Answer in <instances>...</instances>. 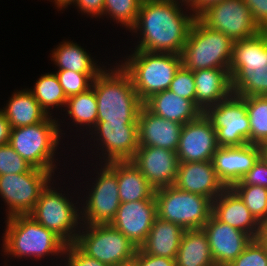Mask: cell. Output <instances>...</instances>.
<instances>
[{"instance_id": "cell-1", "label": "cell", "mask_w": 267, "mask_h": 266, "mask_svg": "<svg viewBox=\"0 0 267 266\" xmlns=\"http://www.w3.org/2000/svg\"><path fill=\"white\" fill-rule=\"evenodd\" d=\"M183 6L175 0H143L136 24L130 30L135 34L139 31L141 36L135 50L181 54L197 17L190 7Z\"/></svg>"}, {"instance_id": "cell-2", "label": "cell", "mask_w": 267, "mask_h": 266, "mask_svg": "<svg viewBox=\"0 0 267 266\" xmlns=\"http://www.w3.org/2000/svg\"><path fill=\"white\" fill-rule=\"evenodd\" d=\"M107 69L105 67L92 84L98 105L97 121L138 124L143 102L137 95L129 74L120 63Z\"/></svg>"}, {"instance_id": "cell-3", "label": "cell", "mask_w": 267, "mask_h": 266, "mask_svg": "<svg viewBox=\"0 0 267 266\" xmlns=\"http://www.w3.org/2000/svg\"><path fill=\"white\" fill-rule=\"evenodd\" d=\"M229 75L232 94L267 96V31L233 42Z\"/></svg>"}, {"instance_id": "cell-4", "label": "cell", "mask_w": 267, "mask_h": 266, "mask_svg": "<svg viewBox=\"0 0 267 266\" xmlns=\"http://www.w3.org/2000/svg\"><path fill=\"white\" fill-rule=\"evenodd\" d=\"M5 220L3 255L14 258L42 260L47 256L63 257L66 244L28 215H15ZM60 256V257H59ZM42 258V259H41Z\"/></svg>"}, {"instance_id": "cell-5", "label": "cell", "mask_w": 267, "mask_h": 266, "mask_svg": "<svg viewBox=\"0 0 267 266\" xmlns=\"http://www.w3.org/2000/svg\"><path fill=\"white\" fill-rule=\"evenodd\" d=\"M121 67L129 74L133 87L144 103L152 95L169 89L182 66L180 54L132 50Z\"/></svg>"}, {"instance_id": "cell-6", "label": "cell", "mask_w": 267, "mask_h": 266, "mask_svg": "<svg viewBox=\"0 0 267 266\" xmlns=\"http://www.w3.org/2000/svg\"><path fill=\"white\" fill-rule=\"evenodd\" d=\"M56 119L52 115L34 125L12 128L9 138V145L28 164L33 168L49 171L53 175L57 170L54 153L63 135L60 121Z\"/></svg>"}, {"instance_id": "cell-7", "label": "cell", "mask_w": 267, "mask_h": 266, "mask_svg": "<svg viewBox=\"0 0 267 266\" xmlns=\"http://www.w3.org/2000/svg\"><path fill=\"white\" fill-rule=\"evenodd\" d=\"M232 46L233 41L228 36L207 27L196 17L180 54L182 66L192 71L210 68L229 70Z\"/></svg>"}, {"instance_id": "cell-8", "label": "cell", "mask_w": 267, "mask_h": 266, "mask_svg": "<svg viewBox=\"0 0 267 266\" xmlns=\"http://www.w3.org/2000/svg\"><path fill=\"white\" fill-rule=\"evenodd\" d=\"M51 182L42 190L29 215L57 235L66 245L74 244L82 225L80 203L72 202L74 199L71 196L69 199V194L58 192L51 186L54 182Z\"/></svg>"}, {"instance_id": "cell-9", "label": "cell", "mask_w": 267, "mask_h": 266, "mask_svg": "<svg viewBox=\"0 0 267 266\" xmlns=\"http://www.w3.org/2000/svg\"><path fill=\"white\" fill-rule=\"evenodd\" d=\"M157 217L178 224L185 230L202 229L212 214V201L175 185L155 190Z\"/></svg>"}, {"instance_id": "cell-10", "label": "cell", "mask_w": 267, "mask_h": 266, "mask_svg": "<svg viewBox=\"0 0 267 266\" xmlns=\"http://www.w3.org/2000/svg\"><path fill=\"white\" fill-rule=\"evenodd\" d=\"M75 244L109 266L132 261L138 247L110 224L81 225Z\"/></svg>"}, {"instance_id": "cell-11", "label": "cell", "mask_w": 267, "mask_h": 266, "mask_svg": "<svg viewBox=\"0 0 267 266\" xmlns=\"http://www.w3.org/2000/svg\"><path fill=\"white\" fill-rule=\"evenodd\" d=\"M101 169L96 172L95 181H92L88 195L81 203L82 225L110 224L115 218L120 205L117 182V161L99 164ZM94 184V185H93ZM86 199V200H85ZM83 205V206H82Z\"/></svg>"}, {"instance_id": "cell-12", "label": "cell", "mask_w": 267, "mask_h": 266, "mask_svg": "<svg viewBox=\"0 0 267 266\" xmlns=\"http://www.w3.org/2000/svg\"><path fill=\"white\" fill-rule=\"evenodd\" d=\"M52 176L49 171L33 167L26 173L0 175V196L7 206L6 217L30 214Z\"/></svg>"}, {"instance_id": "cell-13", "label": "cell", "mask_w": 267, "mask_h": 266, "mask_svg": "<svg viewBox=\"0 0 267 266\" xmlns=\"http://www.w3.org/2000/svg\"><path fill=\"white\" fill-rule=\"evenodd\" d=\"M203 113L216 130L219 147L250 143V123L244 97L231 94L227 99L208 107Z\"/></svg>"}, {"instance_id": "cell-14", "label": "cell", "mask_w": 267, "mask_h": 266, "mask_svg": "<svg viewBox=\"0 0 267 266\" xmlns=\"http://www.w3.org/2000/svg\"><path fill=\"white\" fill-rule=\"evenodd\" d=\"M197 17L233 42L254 37L262 31L244 0L219 1L205 8Z\"/></svg>"}, {"instance_id": "cell-15", "label": "cell", "mask_w": 267, "mask_h": 266, "mask_svg": "<svg viewBox=\"0 0 267 266\" xmlns=\"http://www.w3.org/2000/svg\"><path fill=\"white\" fill-rule=\"evenodd\" d=\"M89 135H93L94 143L97 141V150L102 151L100 163L131 160L139 148L138 124L97 121Z\"/></svg>"}, {"instance_id": "cell-16", "label": "cell", "mask_w": 267, "mask_h": 266, "mask_svg": "<svg viewBox=\"0 0 267 266\" xmlns=\"http://www.w3.org/2000/svg\"><path fill=\"white\" fill-rule=\"evenodd\" d=\"M218 148L216 130L202 113L182 126L176 154L179 162H203L212 160Z\"/></svg>"}, {"instance_id": "cell-17", "label": "cell", "mask_w": 267, "mask_h": 266, "mask_svg": "<svg viewBox=\"0 0 267 266\" xmlns=\"http://www.w3.org/2000/svg\"><path fill=\"white\" fill-rule=\"evenodd\" d=\"M157 216L156 199L120 203L110 225L140 248Z\"/></svg>"}, {"instance_id": "cell-18", "label": "cell", "mask_w": 267, "mask_h": 266, "mask_svg": "<svg viewBox=\"0 0 267 266\" xmlns=\"http://www.w3.org/2000/svg\"><path fill=\"white\" fill-rule=\"evenodd\" d=\"M216 266L234 261L254 239L251 235L219 221L213 214L202 227Z\"/></svg>"}, {"instance_id": "cell-19", "label": "cell", "mask_w": 267, "mask_h": 266, "mask_svg": "<svg viewBox=\"0 0 267 266\" xmlns=\"http://www.w3.org/2000/svg\"><path fill=\"white\" fill-rule=\"evenodd\" d=\"M131 161L155 189L175 184L179 165L175 151L139 146Z\"/></svg>"}, {"instance_id": "cell-20", "label": "cell", "mask_w": 267, "mask_h": 266, "mask_svg": "<svg viewBox=\"0 0 267 266\" xmlns=\"http://www.w3.org/2000/svg\"><path fill=\"white\" fill-rule=\"evenodd\" d=\"M262 156L260 145L219 147L213 154L212 163L219 179L230 188L255 165Z\"/></svg>"}, {"instance_id": "cell-21", "label": "cell", "mask_w": 267, "mask_h": 266, "mask_svg": "<svg viewBox=\"0 0 267 266\" xmlns=\"http://www.w3.org/2000/svg\"><path fill=\"white\" fill-rule=\"evenodd\" d=\"M174 185L182 191L203 195L211 201L227 188L215 172L212 160L179 162Z\"/></svg>"}, {"instance_id": "cell-22", "label": "cell", "mask_w": 267, "mask_h": 266, "mask_svg": "<svg viewBox=\"0 0 267 266\" xmlns=\"http://www.w3.org/2000/svg\"><path fill=\"white\" fill-rule=\"evenodd\" d=\"M182 124L154 115L144 105L138 114L139 146L177 150Z\"/></svg>"}, {"instance_id": "cell-23", "label": "cell", "mask_w": 267, "mask_h": 266, "mask_svg": "<svg viewBox=\"0 0 267 266\" xmlns=\"http://www.w3.org/2000/svg\"><path fill=\"white\" fill-rule=\"evenodd\" d=\"M212 214L219 221L256 238L260 222L231 188H226L212 201Z\"/></svg>"}, {"instance_id": "cell-24", "label": "cell", "mask_w": 267, "mask_h": 266, "mask_svg": "<svg viewBox=\"0 0 267 266\" xmlns=\"http://www.w3.org/2000/svg\"><path fill=\"white\" fill-rule=\"evenodd\" d=\"M196 86V105L204 112L232 94L228 69L210 68L193 71Z\"/></svg>"}, {"instance_id": "cell-25", "label": "cell", "mask_w": 267, "mask_h": 266, "mask_svg": "<svg viewBox=\"0 0 267 266\" xmlns=\"http://www.w3.org/2000/svg\"><path fill=\"white\" fill-rule=\"evenodd\" d=\"M143 105L154 115L182 125L203 113L192 100L179 97L169 89L152 95Z\"/></svg>"}, {"instance_id": "cell-26", "label": "cell", "mask_w": 267, "mask_h": 266, "mask_svg": "<svg viewBox=\"0 0 267 266\" xmlns=\"http://www.w3.org/2000/svg\"><path fill=\"white\" fill-rule=\"evenodd\" d=\"M185 232L178 224L156 216L146 241L140 247L145 253L175 259Z\"/></svg>"}, {"instance_id": "cell-27", "label": "cell", "mask_w": 267, "mask_h": 266, "mask_svg": "<svg viewBox=\"0 0 267 266\" xmlns=\"http://www.w3.org/2000/svg\"><path fill=\"white\" fill-rule=\"evenodd\" d=\"M1 110L11 128L34 125L48 117L28 88L15 91Z\"/></svg>"}, {"instance_id": "cell-28", "label": "cell", "mask_w": 267, "mask_h": 266, "mask_svg": "<svg viewBox=\"0 0 267 266\" xmlns=\"http://www.w3.org/2000/svg\"><path fill=\"white\" fill-rule=\"evenodd\" d=\"M117 182L121 203L155 198V188L131 160L117 161Z\"/></svg>"}, {"instance_id": "cell-29", "label": "cell", "mask_w": 267, "mask_h": 266, "mask_svg": "<svg viewBox=\"0 0 267 266\" xmlns=\"http://www.w3.org/2000/svg\"><path fill=\"white\" fill-rule=\"evenodd\" d=\"M176 266H216L203 229L185 230L175 257Z\"/></svg>"}, {"instance_id": "cell-30", "label": "cell", "mask_w": 267, "mask_h": 266, "mask_svg": "<svg viewBox=\"0 0 267 266\" xmlns=\"http://www.w3.org/2000/svg\"><path fill=\"white\" fill-rule=\"evenodd\" d=\"M51 60L58 70H73L79 73H100L105 66L100 67L91 54L73 41H63L52 50ZM99 65V66H98Z\"/></svg>"}, {"instance_id": "cell-31", "label": "cell", "mask_w": 267, "mask_h": 266, "mask_svg": "<svg viewBox=\"0 0 267 266\" xmlns=\"http://www.w3.org/2000/svg\"><path fill=\"white\" fill-rule=\"evenodd\" d=\"M66 114L70 116L71 123L78 127L86 128L90 131L95 127L97 123L98 105L94 89L91 87L86 92L73 95L67 98L65 104ZM79 124V125H78ZM87 126V127H86ZM85 127V128H84ZM89 128V129H87Z\"/></svg>"}, {"instance_id": "cell-32", "label": "cell", "mask_w": 267, "mask_h": 266, "mask_svg": "<svg viewBox=\"0 0 267 266\" xmlns=\"http://www.w3.org/2000/svg\"><path fill=\"white\" fill-rule=\"evenodd\" d=\"M33 89H28L48 116L53 108L65 107L67 97L55 73H45L36 80ZM52 108V109H51Z\"/></svg>"}, {"instance_id": "cell-33", "label": "cell", "mask_w": 267, "mask_h": 266, "mask_svg": "<svg viewBox=\"0 0 267 266\" xmlns=\"http://www.w3.org/2000/svg\"><path fill=\"white\" fill-rule=\"evenodd\" d=\"M250 123V144L262 145L267 140V96L244 97Z\"/></svg>"}, {"instance_id": "cell-34", "label": "cell", "mask_w": 267, "mask_h": 266, "mask_svg": "<svg viewBox=\"0 0 267 266\" xmlns=\"http://www.w3.org/2000/svg\"><path fill=\"white\" fill-rule=\"evenodd\" d=\"M143 0H104L102 16H108L131 30L137 21L138 13Z\"/></svg>"}, {"instance_id": "cell-35", "label": "cell", "mask_w": 267, "mask_h": 266, "mask_svg": "<svg viewBox=\"0 0 267 266\" xmlns=\"http://www.w3.org/2000/svg\"><path fill=\"white\" fill-rule=\"evenodd\" d=\"M230 188L259 222L267 220V188L254 185H232Z\"/></svg>"}, {"instance_id": "cell-36", "label": "cell", "mask_w": 267, "mask_h": 266, "mask_svg": "<svg viewBox=\"0 0 267 266\" xmlns=\"http://www.w3.org/2000/svg\"><path fill=\"white\" fill-rule=\"evenodd\" d=\"M66 97L86 92L99 73H79L73 70L55 71Z\"/></svg>"}, {"instance_id": "cell-37", "label": "cell", "mask_w": 267, "mask_h": 266, "mask_svg": "<svg viewBox=\"0 0 267 266\" xmlns=\"http://www.w3.org/2000/svg\"><path fill=\"white\" fill-rule=\"evenodd\" d=\"M31 168L9 144L0 146V175L26 173Z\"/></svg>"}, {"instance_id": "cell-38", "label": "cell", "mask_w": 267, "mask_h": 266, "mask_svg": "<svg viewBox=\"0 0 267 266\" xmlns=\"http://www.w3.org/2000/svg\"><path fill=\"white\" fill-rule=\"evenodd\" d=\"M169 90L179 97L192 100L196 104V86L193 71L181 66L176 72Z\"/></svg>"}, {"instance_id": "cell-39", "label": "cell", "mask_w": 267, "mask_h": 266, "mask_svg": "<svg viewBox=\"0 0 267 266\" xmlns=\"http://www.w3.org/2000/svg\"><path fill=\"white\" fill-rule=\"evenodd\" d=\"M226 266H267V250L255 239Z\"/></svg>"}, {"instance_id": "cell-40", "label": "cell", "mask_w": 267, "mask_h": 266, "mask_svg": "<svg viewBox=\"0 0 267 266\" xmlns=\"http://www.w3.org/2000/svg\"><path fill=\"white\" fill-rule=\"evenodd\" d=\"M64 260H63V259ZM62 261L64 266H109L97 259L87 256L75 243L65 246Z\"/></svg>"}, {"instance_id": "cell-41", "label": "cell", "mask_w": 267, "mask_h": 266, "mask_svg": "<svg viewBox=\"0 0 267 266\" xmlns=\"http://www.w3.org/2000/svg\"><path fill=\"white\" fill-rule=\"evenodd\" d=\"M233 185H254L267 188V160L261 156L242 179Z\"/></svg>"}, {"instance_id": "cell-42", "label": "cell", "mask_w": 267, "mask_h": 266, "mask_svg": "<svg viewBox=\"0 0 267 266\" xmlns=\"http://www.w3.org/2000/svg\"><path fill=\"white\" fill-rule=\"evenodd\" d=\"M70 4L77 6L76 8L87 16L102 17L104 0H66L58 9L63 10Z\"/></svg>"}, {"instance_id": "cell-43", "label": "cell", "mask_w": 267, "mask_h": 266, "mask_svg": "<svg viewBox=\"0 0 267 266\" xmlns=\"http://www.w3.org/2000/svg\"><path fill=\"white\" fill-rule=\"evenodd\" d=\"M252 18L262 31H267V0H244Z\"/></svg>"}, {"instance_id": "cell-44", "label": "cell", "mask_w": 267, "mask_h": 266, "mask_svg": "<svg viewBox=\"0 0 267 266\" xmlns=\"http://www.w3.org/2000/svg\"><path fill=\"white\" fill-rule=\"evenodd\" d=\"M133 261L136 266H176L175 259L149 255L141 248H138Z\"/></svg>"}, {"instance_id": "cell-45", "label": "cell", "mask_w": 267, "mask_h": 266, "mask_svg": "<svg viewBox=\"0 0 267 266\" xmlns=\"http://www.w3.org/2000/svg\"><path fill=\"white\" fill-rule=\"evenodd\" d=\"M11 126L0 108V146L9 144Z\"/></svg>"}, {"instance_id": "cell-46", "label": "cell", "mask_w": 267, "mask_h": 266, "mask_svg": "<svg viewBox=\"0 0 267 266\" xmlns=\"http://www.w3.org/2000/svg\"><path fill=\"white\" fill-rule=\"evenodd\" d=\"M255 240L258 241L267 250V220L260 222Z\"/></svg>"}, {"instance_id": "cell-47", "label": "cell", "mask_w": 267, "mask_h": 266, "mask_svg": "<svg viewBox=\"0 0 267 266\" xmlns=\"http://www.w3.org/2000/svg\"><path fill=\"white\" fill-rule=\"evenodd\" d=\"M223 0H197L190 8L198 16L205 8Z\"/></svg>"}, {"instance_id": "cell-48", "label": "cell", "mask_w": 267, "mask_h": 266, "mask_svg": "<svg viewBox=\"0 0 267 266\" xmlns=\"http://www.w3.org/2000/svg\"><path fill=\"white\" fill-rule=\"evenodd\" d=\"M185 6L191 7L197 0H175Z\"/></svg>"}, {"instance_id": "cell-49", "label": "cell", "mask_w": 267, "mask_h": 266, "mask_svg": "<svg viewBox=\"0 0 267 266\" xmlns=\"http://www.w3.org/2000/svg\"><path fill=\"white\" fill-rule=\"evenodd\" d=\"M262 156L267 160V140L261 145Z\"/></svg>"}, {"instance_id": "cell-50", "label": "cell", "mask_w": 267, "mask_h": 266, "mask_svg": "<svg viewBox=\"0 0 267 266\" xmlns=\"http://www.w3.org/2000/svg\"><path fill=\"white\" fill-rule=\"evenodd\" d=\"M116 266H136V263L132 260L126 263L118 264Z\"/></svg>"}, {"instance_id": "cell-51", "label": "cell", "mask_w": 267, "mask_h": 266, "mask_svg": "<svg viewBox=\"0 0 267 266\" xmlns=\"http://www.w3.org/2000/svg\"><path fill=\"white\" fill-rule=\"evenodd\" d=\"M66 0H53L51 2H55V5L57 7V9L65 2Z\"/></svg>"}]
</instances>
